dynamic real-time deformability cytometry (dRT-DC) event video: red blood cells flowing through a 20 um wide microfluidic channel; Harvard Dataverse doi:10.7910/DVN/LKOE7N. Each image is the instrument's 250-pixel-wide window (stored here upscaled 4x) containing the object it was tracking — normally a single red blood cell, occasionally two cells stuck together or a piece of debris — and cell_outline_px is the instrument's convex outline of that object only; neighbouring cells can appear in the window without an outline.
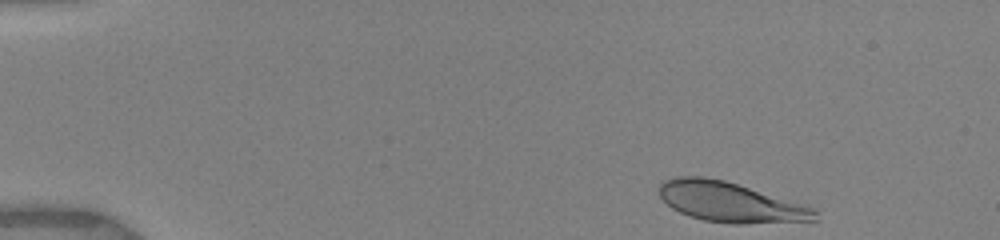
{"species": "human", "species_latin": "Homo sapiens", "temperature_condition": "warm", "stored_images_in_passage": 12, "camera_frame_rate_fps": 3000, "um_per_image_px": 0.085, "donor": {"sex": "female"}, "frame": {"image": 1, "passage_image": 1, "time_ms": 0.0, "image_size_px": [1000, 240], "cell_outline_px": [[820, 220], [740, 224], [732, 224], [704, 220], [680, 212], [672, 208], [660, 196], [660, 184], [664, 180], [676, 176], [704, 176], [724, 180], [812, 208], [816, 212]], "centroid_in_image_um": [62.02, 17.18], "position_along_channel_um": 23.0, "area_um2": 35.6}}
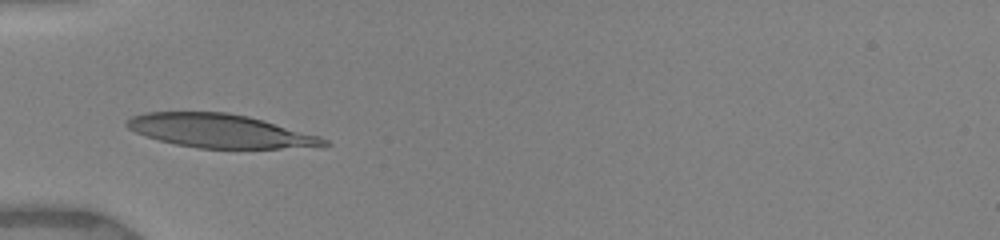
{"frame": {"image": 2, "passage_image": 6, "time_ms": 3.667, "image_size_px": [1000, 240], "cell_outline_px": [[332, 144], [324, 148], [200, 148], [176, 144], [160, 140], [136, 132], [128, 128], [124, 124], [124, 120], [132, 116], [148, 112], [228, 112], [248, 116], [264, 120], [320, 136], [328, 140]], "centroid_in_image_um": [18.8, 11.13], "position_along_channel_um": 66.2, "area_um2": 38.78}}
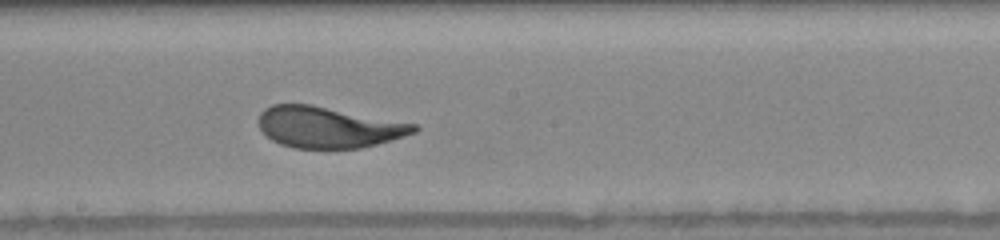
{"frame": {"image": 3, "passage_image": 12, "time_ms": 7.667, "image_size_px": [1000, 240], "cell_outline_px": [[420, 128], [416, 132], [404, 136], [376, 144], [360, 148], [292, 148], [280, 144], [272, 140], [260, 128], [256, 120], [260, 112], [264, 108], [272, 104], [312, 104], [420, 124]], "centroid_in_image_um": [27.92, 10.8], "position_along_channel_um": 220.3, "area_um2": 37.69}}